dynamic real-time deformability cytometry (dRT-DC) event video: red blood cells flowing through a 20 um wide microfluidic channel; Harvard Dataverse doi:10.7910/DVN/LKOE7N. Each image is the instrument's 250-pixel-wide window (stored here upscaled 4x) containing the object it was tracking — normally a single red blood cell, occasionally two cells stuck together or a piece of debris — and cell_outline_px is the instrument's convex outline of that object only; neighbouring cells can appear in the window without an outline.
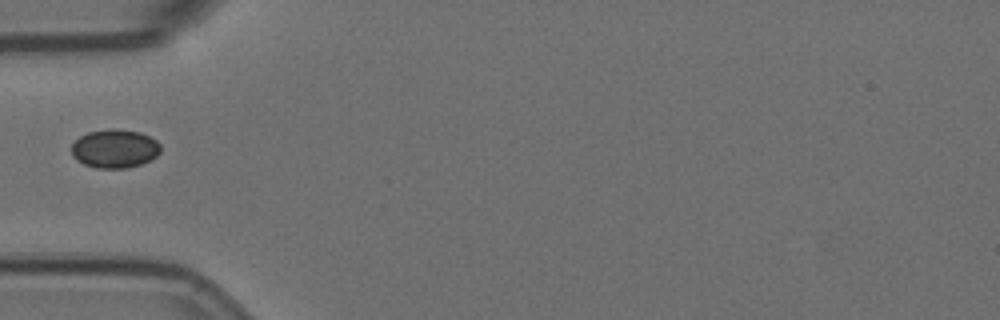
{"species": "Egyptian fruit bat (a non-hibernating species)", "species_latin": "Rousettus aegyptiacus", "temperature_condition": "room temperature", "stored_images_in_passage": 5, "camera_frame_rate_fps": 3000, "um_per_image_px": 0.085, "animal": {"sex": "female"}, "frame": {"image": 1, "passage_image": 1, "time_ms": 0.0, "image_size_px": [1000, 320], "cell_outline_px": [[160, 152], [156, 156], [140, 164], [128, 168], [96, 168], [84, 164], [76, 160], [72, 156], [72, 144], [80, 136], [88, 132], [108, 128], [112, 128], [140, 132], [156, 140], [160, 144]], "centroid_in_image_um": [9.73, 12.63], "position_along_channel_um": 75.3, "area_um2": 20.06}}
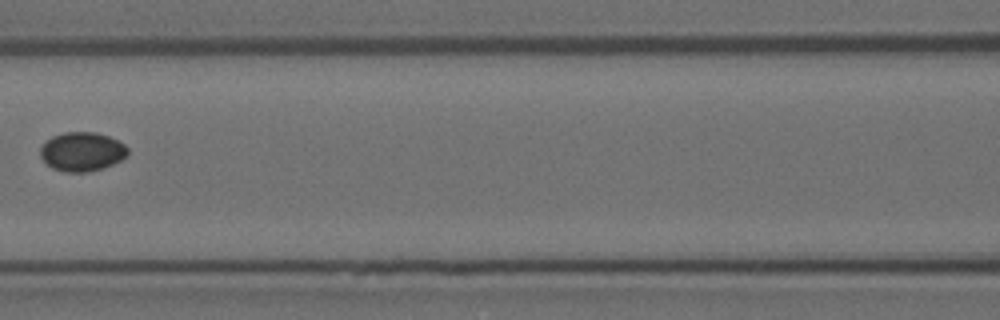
{"frame": {"image": 2, "passage_image": 3, "time_ms": 0.667, "image_size_px": [1000, 320], "cell_outline_px": [[128, 152], [120, 160], [104, 168], [88, 172], [64, 172], [52, 168], [40, 156], [40, 148], [52, 136], [64, 132], [96, 132], [108, 136], [124, 144], [128, 148]], "centroid_in_image_um": [6.96, 12.89], "position_along_channel_um": 159.6, "area_um2": 19.77}}
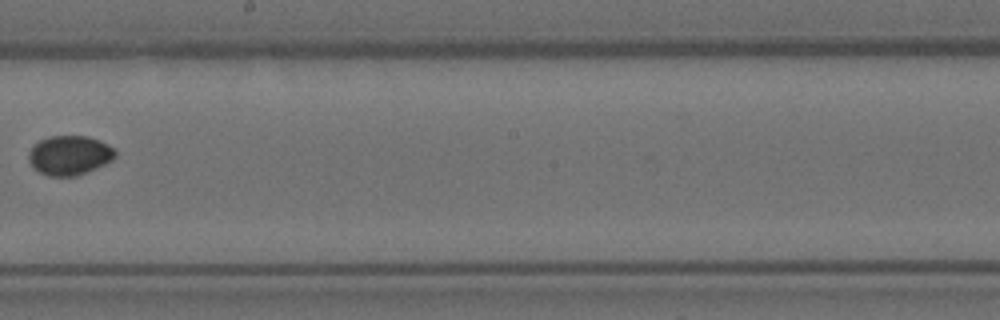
{"frame": {"image": 3, "passage_image": 5, "time_ms": 1.333, "image_size_px": [1000, 320], "cell_outline_px": [[116, 156], [112, 160], [104, 164], [76, 176], [48, 176], [40, 172], [28, 160], [28, 152], [32, 144], [48, 136], [88, 136], [100, 140], [108, 144], [116, 152]], "centroid_in_image_um": [5.89, 13.18], "position_along_channel_um": 242.3, "area_um2": 19.88}}